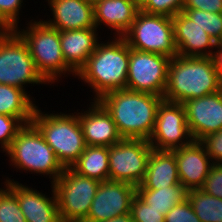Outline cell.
<instances>
[{
    "label": "cell",
    "instance_id": "6da1fadb",
    "mask_svg": "<svg viewBox=\"0 0 222 222\" xmlns=\"http://www.w3.org/2000/svg\"><path fill=\"white\" fill-rule=\"evenodd\" d=\"M163 97L128 89L110 91L97 101L111 115L123 139L149 140Z\"/></svg>",
    "mask_w": 222,
    "mask_h": 222
},
{
    "label": "cell",
    "instance_id": "7a4b0ae2",
    "mask_svg": "<svg viewBox=\"0 0 222 222\" xmlns=\"http://www.w3.org/2000/svg\"><path fill=\"white\" fill-rule=\"evenodd\" d=\"M110 37L98 43L76 74L78 80L93 91L92 101L110 91L126 89L130 46L123 37Z\"/></svg>",
    "mask_w": 222,
    "mask_h": 222
},
{
    "label": "cell",
    "instance_id": "3957f363",
    "mask_svg": "<svg viewBox=\"0 0 222 222\" xmlns=\"http://www.w3.org/2000/svg\"><path fill=\"white\" fill-rule=\"evenodd\" d=\"M222 89V81L211 57L171 58L163 99L183 104Z\"/></svg>",
    "mask_w": 222,
    "mask_h": 222
},
{
    "label": "cell",
    "instance_id": "277c9868",
    "mask_svg": "<svg viewBox=\"0 0 222 222\" xmlns=\"http://www.w3.org/2000/svg\"><path fill=\"white\" fill-rule=\"evenodd\" d=\"M26 25L23 29L19 25L15 31L28 45L37 71L50 86L56 82L58 85L69 75L76 78V73L65 63L60 31L47 25L41 17L38 20L33 18Z\"/></svg>",
    "mask_w": 222,
    "mask_h": 222
},
{
    "label": "cell",
    "instance_id": "5b68a950",
    "mask_svg": "<svg viewBox=\"0 0 222 222\" xmlns=\"http://www.w3.org/2000/svg\"><path fill=\"white\" fill-rule=\"evenodd\" d=\"M79 110L74 113H45L37 106L33 114L32 123L64 168L71 167L87 146L79 123Z\"/></svg>",
    "mask_w": 222,
    "mask_h": 222
},
{
    "label": "cell",
    "instance_id": "8992f818",
    "mask_svg": "<svg viewBox=\"0 0 222 222\" xmlns=\"http://www.w3.org/2000/svg\"><path fill=\"white\" fill-rule=\"evenodd\" d=\"M4 153L9 157V166L16 168L17 172L49 176L50 184L56 181L65 169L32 122L19 130Z\"/></svg>",
    "mask_w": 222,
    "mask_h": 222
},
{
    "label": "cell",
    "instance_id": "52a82bcc",
    "mask_svg": "<svg viewBox=\"0 0 222 222\" xmlns=\"http://www.w3.org/2000/svg\"><path fill=\"white\" fill-rule=\"evenodd\" d=\"M0 84L26 91L28 84L49 85L37 71L28 45L15 30L0 34Z\"/></svg>",
    "mask_w": 222,
    "mask_h": 222
},
{
    "label": "cell",
    "instance_id": "ba28073f",
    "mask_svg": "<svg viewBox=\"0 0 222 222\" xmlns=\"http://www.w3.org/2000/svg\"><path fill=\"white\" fill-rule=\"evenodd\" d=\"M99 185V180L80 175L71 167L65 168L52 183L61 222H83Z\"/></svg>",
    "mask_w": 222,
    "mask_h": 222
},
{
    "label": "cell",
    "instance_id": "9c48e42d",
    "mask_svg": "<svg viewBox=\"0 0 222 222\" xmlns=\"http://www.w3.org/2000/svg\"><path fill=\"white\" fill-rule=\"evenodd\" d=\"M134 50L173 58L178 55L172 17L138 11L129 30L122 36Z\"/></svg>",
    "mask_w": 222,
    "mask_h": 222
},
{
    "label": "cell",
    "instance_id": "30bf717a",
    "mask_svg": "<svg viewBox=\"0 0 222 222\" xmlns=\"http://www.w3.org/2000/svg\"><path fill=\"white\" fill-rule=\"evenodd\" d=\"M153 148L148 140L122 139L109 147V180L139 186Z\"/></svg>",
    "mask_w": 222,
    "mask_h": 222
},
{
    "label": "cell",
    "instance_id": "8fae6325",
    "mask_svg": "<svg viewBox=\"0 0 222 222\" xmlns=\"http://www.w3.org/2000/svg\"><path fill=\"white\" fill-rule=\"evenodd\" d=\"M171 58L130 48L126 89L163 97Z\"/></svg>",
    "mask_w": 222,
    "mask_h": 222
},
{
    "label": "cell",
    "instance_id": "7c38bea8",
    "mask_svg": "<svg viewBox=\"0 0 222 222\" xmlns=\"http://www.w3.org/2000/svg\"><path fill=\"white\" fill-rule=\"evenodd\" d=\"M192 141L184 105L163 99L157 108L154 130L148 140L151 147L172 151Z\"/></svg>",
    "mask_w": 222,
    "mask_h": 222
},
{
    "label": "cell",
    "instance_id": "4fadbf2b",
    "mask_svg": "<svg viewBox=\"0 0 222 222\" xmlns=\"http://www.w3.org/2000/svg\"><path fill=\"white\" fill-rule=\"evenodd\" d=\"M136 186L113 180L100 181L89 214L83 222H103L130 213Z\"/></svg>",
    "mask_w": 222,
    "mask_h": 222
},
{
    "label": "cell",
    "instance_id": "5bb4252c",
    "mask_svg": "<svg viewBox=\"0 0 222 222\" xmlns=\"http://www.w3.org/2000/svg\"><path fill=\"white\" fill-rule=\"evenodd\" d=\"M186 121L194 141L222 129V89L183 103Z\"/></svg>",
    "mask_w": 222,
    "mask_h": 222
},
{
    "label": "cell",
    "instance_id": "9a60e30c",
    "mask_svg": "<svg viewBox=\"0 0 222 222\" xmlns=\"http://www.w3.org/2000/svg\"><path fill=\"white\" fill-rule=\"evenodd\" d=\"M6 177V185L16 196L26 222H61L54 188L51 184V197L42 191L26 186L19 181Z\"/></svg>",
    "mask_w": 222,
    "mask_h": 222
},
{
    "label": "cell",
    "instance_id": "2e32d148",
    "mask_svg": "<svg viewBox=\"0 0 222 222\" xmlns=\"http://www.w3.org/2000/svg\"><path fill=\"white\" fill-rule=\"evenodd\" d=\"M87 108L78 112L86 145L110 147L123 139L113 118L97 100H91Z\"/></svg>",
    "mask_w": 222,
    "mask_h": 222
},
{
    "label": "cell",
    "instance_id": "e0dca14e",
    "mask_svg": "<svg viewBox=\"0 0 222 222\" xmlns=\"http://www.w3.org/2000/svg\"><path fill=\"white\" fill-rule=\"evenodd\" d=\"M180 183L187 190L201 189L213 162L200 141L174 150Z\"/></svg>",
    "mask_w": 222,
    "mask_h": 222
},
{
    "label": "cell",
    "instance_id": "ac0fdd59",
    "mask_svg": "<svg viewBox=\"0 0 222 222\" xmlns=\"http://www.w3.org/2000/svg\"><path fill=\"white\" fill-rule=\"evenodd\" d=\"M179 56L211 57L217 43L182 11L172 17Z\"/></svg>",
    "mask_w": 222,
    "mask_h": 222
},
{
    "label": "cell",
    "instance_id": "d6986e66",
    "mask_svg": "<svg viewBox=\"0 0 222 222\" xmlns=\"http://www.w3.org/2000/svg\"><path fill=\"white\" fill-rule=\"evenodd\" d=\"M51 17L42 19L47 25L59 31L96 28L93 5L86 0H46ZM49 18V19H48Z\"/></svg>",
    "mask_w": 222,
    "mask_h": 222
},
{
    "label": "cell",
    "instance_id": "ffe728a7",
    "mask_svg": "<svg viewBox=\"0 0 222 222\" xmlns=\"http://www.w3.org/2000/svg\"><path fill=\"white\" fill-rule=\"evenodd\" d=\"M139 10L133 0H102L93 6L95 27L100 29L106 25L110 35L122 37L131 27Z\"/></svg>",
    "mask_w": 222,
    "mask_h": 222
},
{
    "label": "cell",
    "instance_id": "44dd1931",
    "mask_svg": "<svg viewBox=\"0 0 222 222\" xmlns=\"http://www.w3.org/2000/svg\"><path fill=\"white\" fill-rule=\"evenodd\" d=\"M99 29H75L60 31L61 50L65 63L77 74L96 50L100 40ZM100 39V40H99Z\"/></svg>",
    "mask_w": 222,
    "mask_h": 222
},
{
    "label": "cell",
    "instance_id": "7402d4cb",
    "mask_svg": "<svg viewBox=\"0 0 222 222\" xmlns=\"http://www.w3.org/2000/svg\"><path fill=\"white\" fill-rule=\"evenodd\" d=\"M179 183L174 150L153 149L147 162L144 179L136 189H161Z\"/></svg>",
    "mask_w": 222,
    "mask_h": 222
},
{
    "label": "cell",
    "instance_id": "603a6c76",
    "mask_svg": "<svg viewBox=\"0 0 222 222\" xmlns=\"http://www.w3.org/2000/svg\"><path fill=\"white\" fill-rule=\"evenodd\" d=\"M29 92L0 84V114L19 118L24 124L31 123L37 105Z\"/></svg>",
    "mask_w": 222,
    "mask_h": 222
},
{
    "label": "cell",
    "instance_id": "cb8c5ba5",
    "mask_svg": "<svg viewBox=\"0 0 222 222\" xmlns=\"http://www.w3.org/2000/svg\"><path fill=\"white\" fill-rule=\"evenodd\" d=\"M71 168L89 178L109 180V147L87 145Z\"/></svg>",
    "mask_w": 222,
    "mask_h": 222
},
{
    "label": "cell",
    "instance_id": "d4e9b609",
    "mask_svg": "<svg viewBox=\"0 0 222 222\" xmlns=\"http://www.w3.org/2000/svg\"><path fill=\"white\" fill-rule=\"evenodd\" d=\"M187 190L181 183L161 189H136V195L147 205L166 214L187 199Z\"/></svg>",
    "mask_w": 222,
    "mask_h": 222
},
{
    "label": "cell",
    "instance_id": "484cf974",
    "mask_svg": "<svg viewBox=\"0 0 222 222\" xmlns=\"http://www.w3.org/2000/svg\"><path fill=\"white\" fill-rule=\"evenodd\" d=\"M187 199L201 222H222V199L201 189L188 191Z\"/></svg>",
    "mask_w": 222,
    "mask_h": 222
},
{
    "label": "cell",
    "instance_id": "4316f807",
    "mask_svg": "<svg viewBox=\"0 0 222 222\" xmlns=\"http://www.w3.org/2000/svg\"><path fill=\"white\" fill-rule=\"evenodd\" d=\"M182 12L205 30L217 44L222 42V13L199 9H182Z\"/></svg>",
    "mask_w": 222,
    "mask_h": 222
},
{
    "label": "cell",
    "instance_id": "83f0119b",
    "mask_svg": "<svg viewBox=\"0 0 222 222\" xmlns=\"http://www.w3.org/2000/svg\"><path fill=\"white\" fill-rule=\"evenodd\" d=\"M2 184L3 188L0 187V222H26L17 196L4 183Z\"/></svg>",
    "mask_w": 222,
    "mask_h": 222
},
{
    "label": "cell",
    "instance_id": "f1b7e54d",
    "mask_svg": "<svg viewBox=\"0 0 222 222\" xmlns=\"http://www.w3.org/2000/svg\"><path fill=\"white\" fill-rule=\"evenodd\" d=\"M25 0H0V23L7 30H15L21 25L20 14ZM20 23V24H19Z\"/></svg>",
    "mask_w": 222,
    "mask_h": 222
},
{
    "label": "cell",
    "instance_id": "f546056e",
    "mask_svg": "<svg viewBox=\"0 0 222 222\" xmlns=\"http://www.w3.org/2000/svg\"><path fill=\"white\" fill-rule=\"evenodd\" d=\"M130 214L134 222H165L162 211L147 205L137 195L132 199Z\"/></svg>",
    "mask_w": 222,
    "mask_h": 222
},
{
    "label": "cell",
    "instance_id": "4dcf8cb0",
    "mask_svg": "<svg viewBox=\"0 0 222 222\" xmlns=\"http://www.w3.org/2000/svg\"><path fill=\"white\" fill-rule=\"evenodd\" d=\"M25 124L16 117L0 114V152L4 153Z\"/></svg>",
    "mask_w": 222,
    "mask_h": 222
},
{
    "label": "cell",
    "instance_id": "1f68e13d",
    "mask_svg": "<svg viewBox=\"0 0 222 222\" xmlns=\"http://www.w3.org/2000/svg\"><path fill=\"white\" fill-rule=\"evenodd\" d=\"M185 0H148L141 8L143 12L174 17L182 11Z\"/></svg>",
    "mask_w": 222,
    "mask_h": 222
},
{
    "label": "cell",
    "instance_id": "d6a6232c",
    "mask_svg": "<svg viewBox=\"0 0 222 222\" xmlns=\"http://www.w3.org/2000/svg\"><path fill=\"white\" fill-rule=\"evenodd\" d=\"M205 193L222 199V163H214L201 188Z\"/></svg>",
    "mask_w": 222,
    "mask_h": 222
},
{
    "label": "cell",
    "instance_id": "836d02e7",
    "mask_svg": "<svg viewBox=\"0 0 222 222\" xmlns=\"http://www.w3.org/2000/svg\"><path fill=\"white\" fill-rule=\"evenodd\" d=\"M165 222H201L188 201L175 205L165 216Z\"/></svg>",
    "mask_w": 222,
    "mask_h": 222
},
{
    "label": "cell",
    "instance_id": "e575fe53",
    "mask_svg": "<svg viewBox=\"0 0 222 222\" xmlns=\"http://www.w3.org/2000/svg\"><path fill=\"white\" fill-rule=\"evenodd\" d=\"M213 163H222V129L200 140Z\"/></svg>",
    "mask_w": 222,
    "mask_h": 222
},
{
    "label": "cell",
    "instance_id": "d590c367",
    "mask_svg": "<svg viewBox=\"0 0 222 222\" xmlns=\"http://www.w3.org/2000/svg\"><path fill=\"white\" fill-rule=\"evenodd\" d=\"M182 9H199L222 13V0H185Z\"/></svg>",
    "mask_w": 222,
    "mask_h": 222
},
{
    "label": "cell",
    "instance_id": "8d00e7d4",
    "mask_svg": "<svg viewBox=\"0 0 222 222\" xmlns=\"http://www.w3.org/2000/svg\"><path fill=\"white\" fill-rule=\"evenodd\" d=\"M211 58L222 81V42L217 44Z\"/></svg>",
    "mask_w": 222,
    "mask_h": 222
},
{
    "label": "cell",
    "instance_id": "74e56055",
    "mask_svg": "<svg viewBox=\"0 0 222 222\" xmlns=\"http://www.w3.org/2000/svg\"><path fill=\"white\" fill-rule=\"evenodd\" d=\"M103 222H134V221L132 219L131 214L129 213V214L117 216L115 218H112L110 220L103 221Z\"/></svg>",
    "mask_w": 222,
    "mask_h": 222
},
{
    "label": "cell",
    "instance_id": "f35d334b",
    "mask_svg": "<svg viewBox=\"0 0 222 222\" xmlns=\"http://www.w3.org/2000/svg\"><path fill=\"white\" fill-rule=\"evenodd\" d=\"M135 2V4L141 9L148 0H133Z\"/></svg>",
    "mask_w": 222,
    "mask_h": 222
},
{
    "label": "cell",
    "instance_id": "ab89813d",
    "mask_svg": "<svg viewBox=\"0 0 222 222\" xmlns=\"http://www.w3.org/2000/svg\"><path fill=\"white\" fill-rule=\"evenodd\" d=\"M89 4H91V5H95V4H97L98 2H100V1H102V0H86Z\"/></svg>",
    "mask_w": 222,
    "mask_h": 222
},
{
    "label": "cell",
    "instance_id": "60d3db41",
    "mask_svg": "<svg viewBox=\"0 0 222 222\" xmlns=\"http://www.w3.org/2000/svg\"><path fill=\"white\" fill-rule=\"evenodd\" d=\"M7 31V29L0 23V34L4 33Z\"/></svg>",
    "mask_w": 222,
    "mask_h": 222
}]
</instances>
